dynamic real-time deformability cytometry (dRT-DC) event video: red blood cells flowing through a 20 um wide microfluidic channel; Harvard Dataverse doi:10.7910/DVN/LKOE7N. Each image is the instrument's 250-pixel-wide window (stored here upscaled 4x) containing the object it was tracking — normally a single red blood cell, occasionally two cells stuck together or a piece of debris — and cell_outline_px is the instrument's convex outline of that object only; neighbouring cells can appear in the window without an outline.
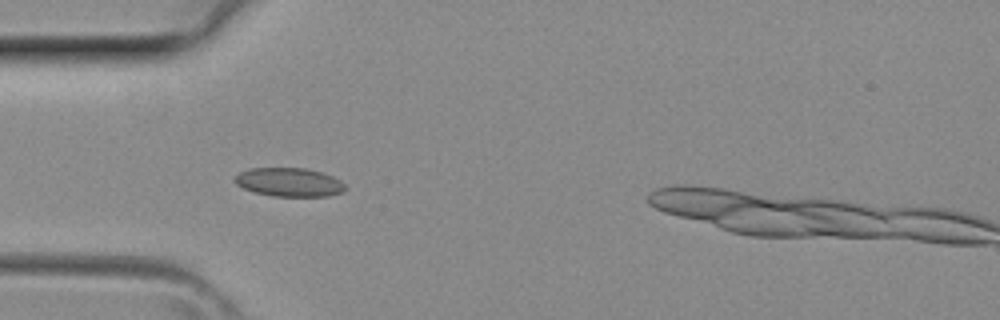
{"species": "common noctule bat (a hibernating species)", "species_latin": "Nyctalus noctula", "temperature_condition": "room temperature", "stored_images_in_passage": 7, "camera_frame_rate_fps": 3000, "um_per_image_px": 0.085, "animal": {"sex": "female", "body_mass_g": 29.2, "forearm_length_mm": 56.3}, "frame": {"image": 1, "passage_image": 4, "time_ms": 1.0, "image_size_px": [1000, 320], "cell_outline_px": [[348, 188], [344, 192], [328, 196], [272, 196], [256, 192], [244, 188], [236, 184], [232, 180], [240, 172], [248, 168], [304, 168], [320, 172], [332, 176], [340, 180]], "centroid_in_image_um": [24.59, 15.49], "position_along_channel_um": 60.4, "area_um2": 18.5}}
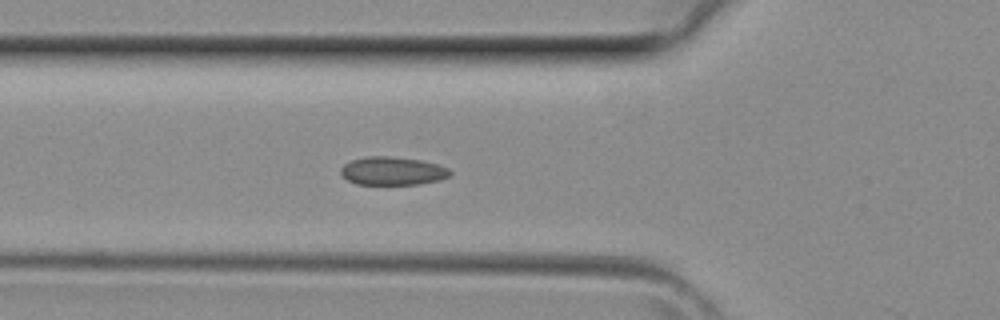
{"frame": {"image": 2, "passage_image": 6, "time_ms": 1.667, "image_size_px": [1000, 320], "cell_outline_px": [[452, 176], [440, 180], [420, 184], [356, 184], [340, 176], [340, 168], [344, 164], [352, 160], [368, 156], [392, 156], [420, 160], [436, 164], [448, 168], [452, 172]], "centroid_in_image_um": [33.36, 14.53], "position_along_channel_um": 92.4, "area_um2": 18.15}}